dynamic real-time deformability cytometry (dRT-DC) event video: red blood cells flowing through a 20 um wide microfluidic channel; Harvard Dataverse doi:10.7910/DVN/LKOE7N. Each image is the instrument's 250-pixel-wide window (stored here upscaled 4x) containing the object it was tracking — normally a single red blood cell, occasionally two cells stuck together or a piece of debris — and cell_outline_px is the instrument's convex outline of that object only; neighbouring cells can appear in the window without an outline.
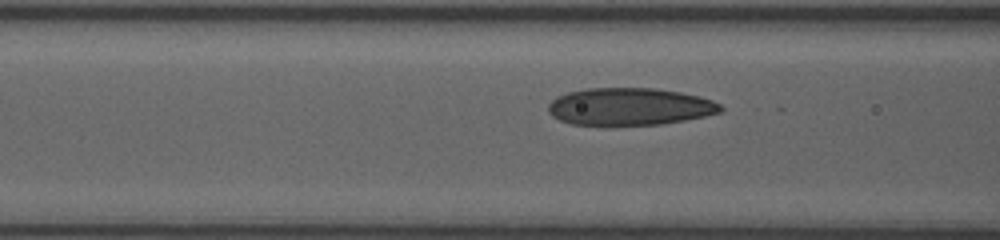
{"species": "human", "species_latin": "Homo sapiens", "temperature_condition": "room temperature", "stored_images_in_passage": 17, "camera_frame_rate_fps": 3000, "um_per_image_px": 0.085, "donor": {"sex": "female"}, "frame": {"image": 1, "passage_image": 14, "time_ms": 4.333, "image_size_px": [1000, 240], "cell_outline_px": [[724, 108], [720, 112], [704, 116], [684, 120], [660, 124], [608, 128], [572, 124], [560, 120], [552, 116], [548, 112], [548, 104], [556, 96], [568, 92], [588, 88], [656, 88], [680, 92], [700, 96], [712, 100], [720, 104]], "centroid_in_image_um": [53.47, 9.1], "position_along_channel_um": 113.1, "area_um2": 38.55}}